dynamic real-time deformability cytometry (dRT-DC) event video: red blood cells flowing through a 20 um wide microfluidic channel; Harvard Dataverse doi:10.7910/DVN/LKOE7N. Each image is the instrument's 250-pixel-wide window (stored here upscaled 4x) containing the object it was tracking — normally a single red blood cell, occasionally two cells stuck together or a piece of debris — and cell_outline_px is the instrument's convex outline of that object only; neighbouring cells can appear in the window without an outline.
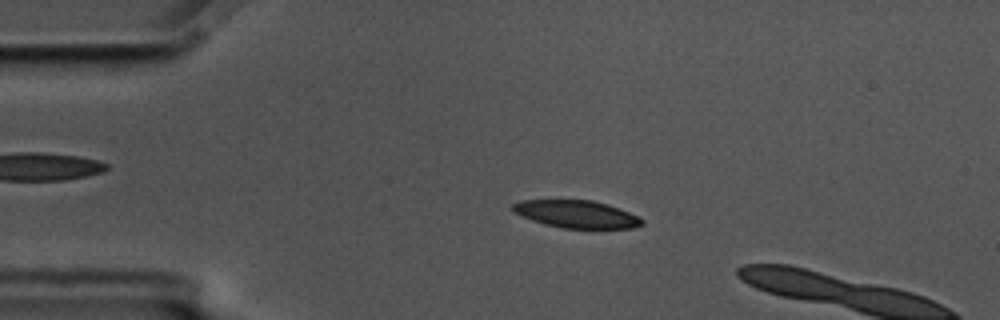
{"species": "common noctule bat (a hibernating species)", "species_latin": "Nyctalus noctula", "temperature_condition": "cold", "stored_images_in_passage": 5, "camera_frame_rate_fps": 3000, "um_per_image_px": 0.085, "animal": {"sex": "male", "body_mass_g": 17.5, "forearm_length_mm": 52.3}, "frame": {"image": 1, "passage_image": 1, "time_ms": 0.0, "image_size_px": [1000, 320], "cell_outline_px": [[644, 224], [632, 228], [564, 228], [544, 224], [532, 220], [512, 212], [512, 204], [524, 200], [592, 200], [608, 204], [628, 212], [644, 220]], "centroid_in_image_um": [48.99, 18.2], "position_along_channel_um": 36.0, "area_um2": 20.58}}